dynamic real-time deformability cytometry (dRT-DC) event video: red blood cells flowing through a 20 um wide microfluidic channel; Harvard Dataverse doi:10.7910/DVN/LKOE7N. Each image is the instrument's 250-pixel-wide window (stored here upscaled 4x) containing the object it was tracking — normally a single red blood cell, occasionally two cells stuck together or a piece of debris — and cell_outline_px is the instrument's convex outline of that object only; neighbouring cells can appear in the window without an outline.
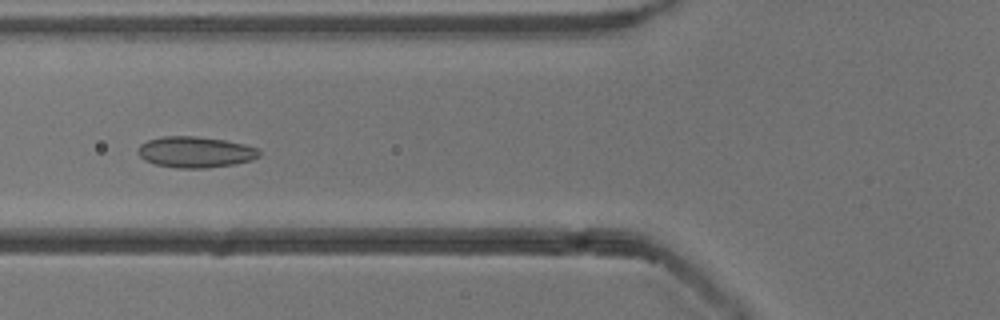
{"species": "common noctule bat (a hibernating species)", "species_latin": "Nyctalus noctula", "temperature_condition": "cold", "stored_images_in_passage": 23, "camera_frame_rate_fps": 3000, "um_per_image_px": 0.085, "animal": {"sex": "male", "body_mass_g": 13.3}, "frame": {"image": 1, "passage_image": 10, "time_ms": 3.0, "image_size_px": [1000, 320], "cell_outline_px": [[260, 156], [252, 160], [236, 164], [208, 168], [176, 168], [156, 164], [144, 160], [136, 152], [136, 148], [140, 144], [148, 140], [164, 136], [196, 136], [224, 140], [244, 144], [256, 148], [260, 152]], "centroid_in_image_um": [16.58, 12.93], "position_along_channel_um": 109.2, "area_um2": 22.08}}